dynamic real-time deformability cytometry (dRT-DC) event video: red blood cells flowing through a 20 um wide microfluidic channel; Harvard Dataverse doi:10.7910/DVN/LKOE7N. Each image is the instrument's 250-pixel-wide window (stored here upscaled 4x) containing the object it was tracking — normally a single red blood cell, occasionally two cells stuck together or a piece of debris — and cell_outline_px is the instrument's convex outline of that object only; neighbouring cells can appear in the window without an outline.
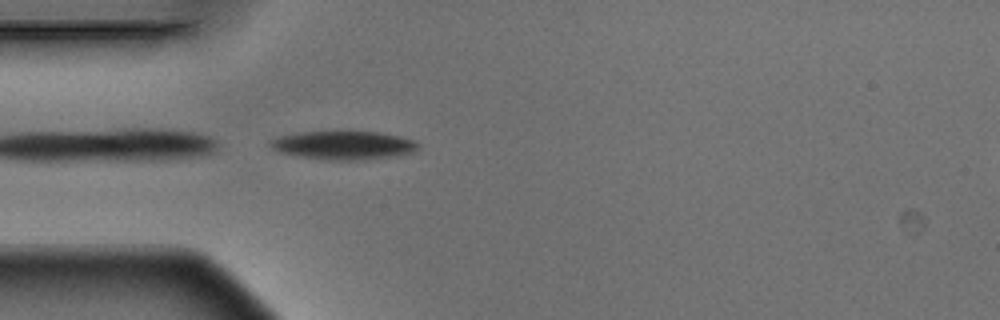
{"species": "Egyptian fruit bat (a non-hibernating species)", "species_latin": "Rousettus aegyptiacus", "temperature_condition": "warm", "stored_images_in_passage": 2, "camera_frame_rate_fps": 3000, "um_per_image_px": 0.085, "animal": {"sex": "male"}, "frame": {"image": 1, "passage_image": 2, "time_ms": 0.333, "image_size_px": [1000, 320], "cell_outline_px": [[420, 148], [416, 152], [400, 156], [364, 160], [328, 160], [300, 156], [280, 152], [272, 148], [268, 144], [268, 140], [280, 136], [296, 132], [380, 132], [400, 136], [416, 140], [420, 144]], "centroid_in_image_um": [29.28, 12.35], "position_along_channel_um": 55.7, "area_um2": 24.97}}